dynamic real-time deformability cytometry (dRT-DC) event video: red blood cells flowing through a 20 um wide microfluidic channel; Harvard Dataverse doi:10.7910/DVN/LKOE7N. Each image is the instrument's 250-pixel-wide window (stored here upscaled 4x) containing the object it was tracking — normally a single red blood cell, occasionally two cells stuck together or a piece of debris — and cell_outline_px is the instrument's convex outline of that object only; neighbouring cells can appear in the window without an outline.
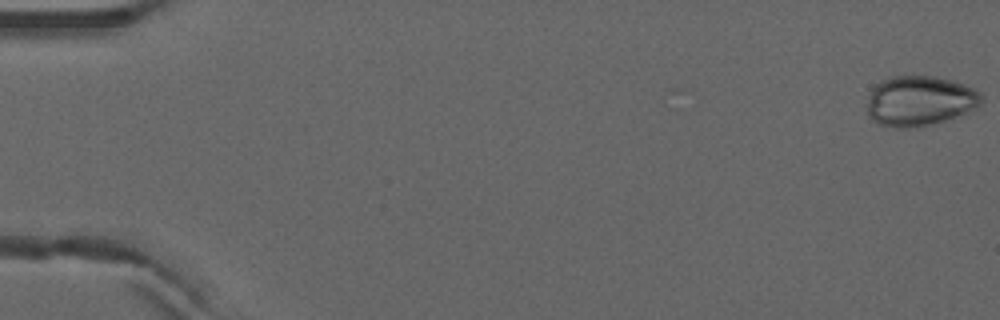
{"species": "common noctule bat (a hibernating species)", "species_latin": "Nyctalus noctula", "temperature_condition": "warm", "stored_images_in_passage": 5, "camera_frame_rate_fps": 3000, "um_per_image_px": 0.085, "animal": {"sex": "male", "forearm_length_mm": 52.5}, "frame": {"image": 1, "passage_image": 5, "time_ms": 1.333, "image_size_px": [1000, 320], "cell_outline_px": [[984, 100], [976, 108], [968, 112], [920, 128], [896, 128], [880, 124], [872, 120], [868, 116], [868, 96], [872, 88], [880, 80], [892, 76], [932, 76], [952, 80], [976, 88], [984, 96]], "centroid_in_image_um": [78.19, 8.58], "position_along_channel_um": 6.8, "area_um2": 33.81}}